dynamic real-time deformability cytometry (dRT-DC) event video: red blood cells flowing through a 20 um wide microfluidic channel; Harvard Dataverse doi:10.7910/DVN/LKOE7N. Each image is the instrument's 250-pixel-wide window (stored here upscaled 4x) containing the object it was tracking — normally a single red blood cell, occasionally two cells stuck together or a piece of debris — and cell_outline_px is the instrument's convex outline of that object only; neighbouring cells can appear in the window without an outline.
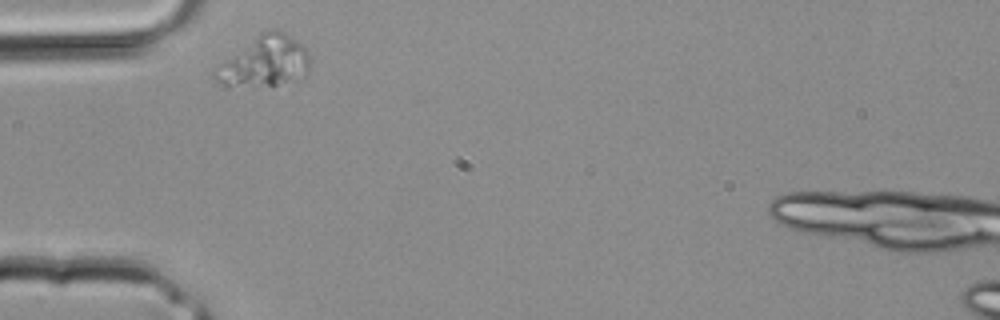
{"species": "common noctule bat (a hibernating species)", "species_latin": "Nyctalus noctula", "temperature_condition": "room temperature", "stored_images_in_passage": 1, "camera_frame_rate_fps": 3000, "um_per_image_px": 0.085, "animal": {"sex": "male", "body_mass_g": 20.4}, "frame": {"image": 1, "passage_image": 1, "time_ms": 0.0, "image_size_px": [1000, 320], "cell_outline_px": [[312, 60], [308, 72], [300, 80], [276, 84], [228, 88], [224, 88], [212, 76], [212, 72], [220, 64], [260, 32], [268, 28], [276, 28], [284, 32], [300, 44], [308, 52]], "centroid_in_image_um": [22.49, 5.25], "position_along_channel_um": 62.5, "area_um2": 28.32}}